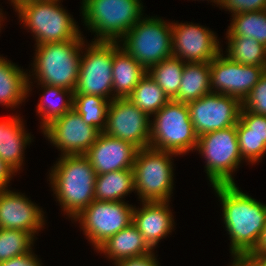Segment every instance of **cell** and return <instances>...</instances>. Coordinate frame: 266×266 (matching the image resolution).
Wrapping results in <instances>:
<instances>
[{
    "mask_svg": "<svg viewBox=\"0 0 266 266\" xmlns=\"http://www.w3.org/2000/svg\"><path fill=\"white\" fill-rule=\"evenodd\" d=\"M223 212V220L230 235L233 257L252 253L266 224V205L243 193L235 184L213 185Z\"/></svg>",
    "mask_w": 266,
    "mask_h": 266,
    "instance_id": "6da1fadb",
    "label": "cell"
},
{
    "mask_svg": "<svg viewBox=\"0 0 266 266\" xmlns=\"http://www.w3.org/2000/svg\"><path fill=\"white\" fill-rule=\"evenodd\" d=\"M139 148L130 142L101 132L96 142L85 153L97 175L132 169Z\"/></svg>",
    "mask_w": 266,
    "mask_h": 266,
    "instance_id": "e0dca14e",
    "label": "cell"
},
{
    "mask_svg": "<svg viewBox=\"0 0 266 266\" xmlns=\"http://www.w3.org/2000/svg\"><path fill=\"white\" fill-rule=\"evenodd\" d=\"M189 116L199 136L237 125L242 102L232 96L209 93L187 104Z\"/></svg>",
    "mask_w": 266,
    "mask_h": 266,
    "instance_id": "7c38bea8",
    "label": "cell"
},
{
    "mask_svg": "<svg viewBox=\"0 0 266 266\" xmlns=\"http://www.w3.org/2000/svg\"><path fill=\"white\" fill-rule=\"evenodd\" d=\"M209 93H212L209 62H186L179 92L173 100L188 104Z\"/></svg>",
    "mask_w": 266,
    "mask_h": 266,
    "instance_id": "d4e9b609",
    "label": "cell"
},
{
    "mask_svg": "<svg viewBox=\"0 0 266 266\" xmlns=\"http://www.w3.org/2000/svg\"><path fill=\"white\" fill-rule=\"evenodd\" d=\"M220 7L231 11L232 15L244 12L266 10V0H222Z\"/></svg>",
    "mask_w": 266,
    "mask_h": 266,
    "instance_id": "e575fe53",
    "label": "cell"
},
{
    "mask_svg": "<svg viewBox=\"0 0 266 266\" xmlns=\"http://www.w3.org/2000/svg\"><path fill=\"white\" fill-rule=\"evenodd\" d=\"M231 266H253L245 257H234Z\"/></svg>",
    "mask_w": 266,
    "mask_h": 266,
    "instance_id": "60d3db41",
    "label": "cell"
},
{
    "mask_svg": "<svg viewBox=\"0 0 266 266\" xmlns=\"http://www.w3.org/2000/svg\"><path fill=\"white\" fill-rule=\"evenodd\" d=\"M33 241L26 231L0 228V262L31 252Z\"/></svg>",
    "mask_w": 266,
    "mask_h": 266,
    "instance_id": "d6a6232c",
    "label": "cell"
},
{
    "mask_svg": "<svg viewBox=\"0 0 266 266\" xmlns=\"http://www.w3.org/2000/svg\"><path fill=\"white\" fill-rule=\"evenodd\" d=\"M0 57V103L6 107H16L27 98L31 85L26 72Z\"/></svg>",
    "mask_w": 266,
    "mask_h": 266,
    "instance_id": "cb8c5ba5",
    "label": "cell"
},
{
    "mask_svg": "<svg viewBox=\"0 0 266 266\" xmlns=\"http://www.w3.org/2000/svg\"><path fill=\"white\" fill-rule=\"evenodd\" d=\"M236 132L243 160L253 164L262 159L266 154V116L242 108Z\"/></svg>",
    "mask_w": 266,
    "mask_h": 266,
    "instance_id": "ffe728a7",
    "label": "cell"
},
{
    "mask_svg": "<svg viewBox=\"0 0 266 266\" xmlns=\"http://www.w3.org/2000/svg\"><path fill=\"white\" fill-rule=\"evenodd\" d=\"M134 207L125 201L93 200L74 220L78 221L97 250L105 241L129 226Z\"/></svg>",
    "mask_w": 266,
    "mask_h": 266,
    "instance_id": "8fae6325",
    "label": "cell"
},
{
    "mask_svg": "<svg viewBox=\"0 0 266 266\" xmlns=\"http://www.w3.org/2000/svg\"><path fill=\"white\" fill-rule=\"evenodd\" d=\"M57 201L76 218L93 200L96 171L84 155L61 156L49 173Z\"/></svg>",
    "mask_w": 266,
    "mask_h": 266,
    "instance_id": "7a4b0ae2",
    "label": "cell"
},
{
    "mask_svg": "<svg viewBox=\"0 0 266 266\" xmlns=\"http://www.w3.org/2000/svg\"><path fill=\"white\" fill-rule=\"evenodd\" d=\"M127 98L149 117L170 101L165 92L148 74L140 80Z\"/></svg>",
    "mask_w": 266,
    "mask_h": 266,
    "instance_id": "f1b7e54d",
    "label": "cell"
},
{
    "mask_svg": "<svg viewBox=\"0 0 266 266\" xmlns=\"http://www.w3.org/2000/svg\"><path fill=\"white\" fill-rule=\"evenodd\" d=\"M43 133L61 150V156L85 155L100 134L95 127L86 124L73 109L54 119L43 129Z\"/></svg>",
    "mask_w": 266,
    "mask_h": 266,
    "instance_id": "9a60e30c",
    "label": "cell"
},
{
    "mask_svg": "<svg viewBox=\"0 0 266 266\" xmlns=\"http://www.w3.org/2000/svg\"><path fill=\"white\" fill-rule=\"evenodd\" d=\"M110 101L98 95L74 94L73 110L81 115L86 124L95 127L101 133L106 127Z\"/></svg>",
    "mask_w": 266,
    "mask_h": 266,
    "instance_id": "4dcf8cb0",
    "label": "cell"
},
{
    "mask_svg": "<svg viewBox=\"0 0 266 266\" xmlns=\"http://www.w3.org/2000/svg\"><path fill=\"white\" fill-rule=\"evenodd\" d=\"M252 254H266V224L263 228V232L258 242V245L256 249L252 252Z\"/></svg>",
    "mask_w": 266,
    "mask_h": 266,
    "instance_id": "ab89813d",
    "label": "cell"
},
{
    "mask_svg": "<svg viewBox=\"0 0 266 266\" xmlns=\"http://www.w3.org/2000/svg\"><path fill=\"white\" fill-rule=\"evenodd\" d=\"M41 87L44 88V94L37 106V113L41 116V128L43 130L54 119L73 109L74 91L45 84H41ZM65 96H67V101L64 99ZM57 99H61L60 102Z\"/></svg>",
    "mask_w": 266,
    "mask_h": 266,
    "instance_id": "4316f807",
    "label": "cell"
},
{
    "mask_svg": "<svg viewBox=\"0 0 266 266\" xmlns=\"http://www.w3.org/2000/svg\"><path fill=\"white\" fill-rule=\"evenodd\" d=\"M253 266H266V254L249 253L244 256Z\"/></svg>",
    "mask_w": 266,
    "mask_h": 266,
    "instance_id": "f35d334b",
    "label": "cell"
},
{
    "mask_svg": "<svg viewBox=\"0 0 266 266\" xmlns=\"http://www.w3.org/2000/svg\"><path fill=\"white\" fill-rule=\"evenodd\" d=\"M42 213L23 194L9 189L0 190V228L26 231L34 237L45 223Z\"/></svg>",
    "mask_w": 266,
    "mask_h": 266,
    "instance_id": "ac0fdd59",
    "label": "cell"
},
{
    "mask_svg": "<svg viewBox=\"0 0 266 266\" xmlns=\"http://www.w3.org/2000/svg\"><path fill=\"white\" fill-rule=\"evenodd\" d=\"M242 108L251 113L266 116V70L242 102Z\"/></svg>",
    "mask_w": 266,
    "mask_h": 266,
    "instance_id": "836d02e7",
    "label": "cell"
},
{
    "mask_svg": "<svg viewBox=\"0 0 266 266\" xmlns=\"http://www.w3.org/2000/svg\"><path fill=\"white\" fill-rule=\"evenodd\" d=\"M15 11L35 35L36 45L64 42L81 34L74 18L58 1L32 0L21 4Z\"/></svg>",
    "mask_w": 266,
    "mask_h": 266,
    "instance_id": "8992f818",
    "label": "cell"
},
{
    "mask_svg": "<svg viewBox=\"0 0 266 266\" xmlns=\"http://www.w3.org/2000/svg\"><path fill=\"white\" fill-rule=\"evenodd\" d=\"M196 150L206 158V173L212 186L235 184L232 173L243 160L236 125L199 136Z\"/></svg>",
    "mask_w": 266,
    "mask_h": 266,
    "instance_id": "9c48e42d",
    "label": "cell"
},
{
    "mask_svg": "<svg viewBox=\"0 0 266 266\" xmlns=\"http://www.w3.org/2000/svg\"><path fill=\"white\" fill-rule=\"evenodd\" d=\"M209 67L212 93L229 95L241 102L245 100L265 71L260 66L233 62L227 56L224 57L221 52L209 62Z\"/></svg>",
    "mask_w": 266,
    "mask_h": 266,
    "instance_id": "5bb4252c",
    "label": "cell"
},
{
    "mask_svg": "<svg viewBox=\"0 0 266 266\" xmlns=\"http://www.w3.org/2000/svg\"><path fill=\"white\" fill-rule=\"evenodd\" d=\"M153 252L114 262L116 266H158Z\"/></svg>",
    "mask_w": 266,
    "mask_h": 266,
    "instance_id": "d590c367",
    "label": "cell"
},
{
    "mask_svg": "<svg viewBox=\"0 0 266 266\" xmlns=\"http://www.w3.org/2000/svg\"><path fill=\"white\" fill-rule=\"evenodd\" d=\"M11 3L13 4L14 8H18L21 4L28 2V1H32V0H10Z\"/></svg>",
    "mask_w": 266,
    "mask_h": 266,
    "instance_id": "b9f144b4",
    "label": "cell"
},
{
    "mask_svg": "<svg viewBox=\"0 0 266 266\" xmlns=\"http://www.w3.org/2000/svg\"><path fill=\"white\" fill-rule=\"evenodd\" d=\"M84 41L80 34L76 39L64 42L36 45L33 63L34 75L39 84L62 87L75 91Z\"/></svg>",
    "mask_w": 266,
    "mask_h": 266,
    "instance_id": "3957f363",
    "label": "cell"
},
{
    "mask_svg": "<svg viewBox=\"0 0 266 266\" xmlns=\"http://www.w3.org/2000/svg\"><path fill=\"white\" fill-rule=\"evenodd\" d=\"M119 45V46H118ZM80 58L78 82L74 94L98 95L112 100V66L119 41H92ZM111 94V95H110ZM110 98V99H108Z\"/></svg>",
    "mask_w": 266,
    "mask_h": 266,
    "instance_id": "30bf717a",
    "label": "cell"
},
{
    "mask_svg": "<svg viewBox=\"0 0 266 266\" xmlns=\"http://www.w3.org/2000/svg\"><path fill=\"white\" fill-rule=\"evenodd\" d=\"M0 266H41L38 258L35 257L34 253L31 252L25 253L23 255L13 257L9 260L0 262Z\"/></svg>",
    "mask_w": 266,
    "mask_h": 266,
    "instance_id": "8d00e7d4",
    "label": "cell"
},
{
    "mask_svg": "<svg viewBox=\"0 0 266 266\" xmlns=\"http://www.w3.org/2000/svg\"><path fill=\"white\" fill-rule=\"evenodd\" d=\"M185 63L181 59L172 56L155 64L147 71V74L170 100H173L179 92Z\"/></svg>",
    "mask_w": 266,
    "mask_h": 266,
    "instance_id": "f546056e",
    "label": "cell"
},
{
    "mask_svg": "<svg viewBox=\"0 0 266 266\" xmlns=\"http://www.w3.org/2000/svg\"><path fill=\"white\" fill-rule=\"evenodd\" d=\"M150 122V117L128 98H115L109 103L103 133L144 149L149 147Z\"/></svg>",
    "mask_w": 266,
    "mask_h": 266,
    "instance_id": "4fadbf2b",
    "label": "cell"
},
{
    "mask_svg": "<svg viewBox=\"0 0 266 266\" xmlns=\"http://www.w3.org/2000/svg\"><path fill=\"white\" fill-rule=\"evenodd\" d=\"M147 70L121 47L113 57V92L111 99L127 98ZM116 92V93H115Z\"/></svg>",
    "mask_w": 266,
    "mask_h": 266,
    "instance_id": "603a6c76",
    "label": "cell"
},
{
    "mask_svg": "<svg viewBox=\"0 0 266 266\" xmlns=\"http://www.w3.org/2000/svg\"><path fill=\"white\" fill-rule=\"evenodd\" d=\"M172 155L178 154L150 147L139 149L132 169L141 202L169 201L173 189Z\"/></svg>",
    "mask_w": 266,
    "mask_h": 266,
    "instance_id": "ba28073f",
    "label": "cell"
},
{
    "mask_svg": "<svg viewBox=\"0 0 266 266\" xmlns=\"http://www.w3.org/2000/svg\"><path fill=\"white\" fill-rule=\"evenodd\" d=\"M14 173L16 171L0 158V190L8 189L7 185Z\"/></svg>",
    "mask_w": 266,
    "mask_h": 266,
    "instance_id": "74e56055",
    "label": "cell"
},
{
    "mask_svg": "<svg viewBox=\"0 0 266 266\" xmlns=\"http://www.w3.org/2000/svg\"><path fill=\"white\" fill-rule=\"evenodd\" d=\"M97 250L115 262L153 251L133 223L110 237Z\"/></svg>",
    "mask_w": 266,
    "mask_h": 266,
    "instance_id": "7402d4cb",
    "label": "cell"
},
{
    "mask_svg": "<svg viewBox=\"0 0 266 266\" xmlns=\"http://www.w3.org/2000/svg\"><path fill=\"white\" fill-rule=\"evenodd\" d=\"M232 17L227 36L254 38L266 46V10L234 14Z\"/></svg>",
    "mask_w": 266,
    "mask_h": 266,
    "instance_id": "1f68e13d",
    "label": "cell"
},
{
    "mask_svg": "<svg viewBox=\"0 0 266 266\" xmlns=\"http://www.w3.org/2000/svg\"><path fill=\"white\" fill-rule=\"evenodd\" d=\"M228 39L227 57L233 62L248 66H260L266 70V46L254 38L226 36Z\"/></svg>",
    "mask_w": 266,
    "mask_h": 266,
    "instance_id": "83f0119b",
    "label": "cell"
},
{
    "mask_svg": "<svg viewBox=\"0 0 266 266\" xmlns=\"http://www.w3.org/2000/svg\"><path fill=\"white\" fill-rule=\"evenodd\" d=\"M139 210L134 207L132 223L137 227L146 243L153 249L173 229V215L169 201L142 202Z\"/></svg>",
    "mask_w": 266,
    "mask_h": 266,
    "instance_id": "d6986e66",
    "label": "cell"
},
{
    "mask_svg": "<svg viewBox=\"0 0 266 266\" xmlns=\"http://www.w3.org/2000/svg\"><path fill=\"white\" fill-rule=\"evenodd\" d=\"M154 117L150 124V148L179 155L196 150L198 135L186 103L170 100Z\"/></svg>",
    "mask_w": 266,
    "mask_h": 266,
    "instance_id": "5b68a950",
    "label": "cell"
},
{
    "mask_svg": "<svg viewBox=\"0 0 266 266\" xmlns=\"http://www.w3.org/2000/svg\"><path fill=\"white\" fill-rule=\"evenodd\" d=\"M122 49L147 71L172 54V23L161 18L142 17L123 37Z\"/></svg>",
    "mask_w": 266,
    "mask_h": 266,
    "instance_id": "52a82bcc",
    "label": "cell"
},
{
    "mask_svg": "<svg viewBox=\"0 0 266 266\" xmlns=\"http://www.w3.org/2000/svg\"><path fill=\"white\" fill-rule=\"evenodd\" d=\"M3 13H2V10L0 9V22L2 21V19H3V15H2ZM2 15V16H1ZM1 17H2V19H1ZM0 28H1V24H0ZM1 30V29H0Z\"/></svg>",
    "mask_w": 266,
    "mask_h": 266,
    "instance_id": "ee69618b",
    "label": "cell"
},
{
    "mask_svg": "<svg viewBox=\"0 0 266 266\" xmlns=\"http://www.w3.org/2000/svg\"><path fill=\"white\" fill-rule=\"evenodd\" d=\"M221 51L217 37L208 28L172 22L173 57L184 62H210Z\"/></svg>",
    "mask_w": 266,
    "mask_h": 266,
    "instance_id": "2e32d148",
    "label": "cell"
},
{
    "mask_svg": "<svg viewBox=\"0 0 266 266\" xmlns=\"http://www.w3.org/2000/svg\"><path fill=\"white\" fill-rule=\"evenodd\" d=\"M23 125L19 116L0 120V158L16 172L24 161L23 151L32 140Z\"/></svg>",
    "mask_w": 266,
    "mask_h": 266,
    "instance_id": "44dd1931",
    "label": "cell"
},
{
    "mask_svg": "<svg viewBox=\"0 0 266 266\" xmlns=\"http://www.w3.org/2000/svg\"><path fill=\"white\" fill-rule=\"evenodd\" d=\"M141 0H82V15L95 41H117L142 18ZM142 15V16H141Z\"/></svg>",
    "mask_w": 266,
    "mask_h": 266,
    "instance_id": "277c9868",
    "label": "cell"
},
{
    "mask_svg": "<svg viewBox=\"0 0 266 266\" xmlns=\"http://www.w3.org/2000/svg\"><path fill=\"white\" fill-rule=\"evenodd\" d=\"M221 1H222V0H212L211 2H214L215 4L220 5Z\"/></svg>",
    "mask_w": 266,
    "mask_h": 266,
    "instance_id": "7bdbcfd3",
    "label": "cell"
},
{
    "mask_svg": "<svg viewBox=\"0 0 266 266\" xmlns=\"http://www.w3.org/2000/svg\"><path fill=\"white\" fill-rule=\"evenodd\" d=\"M132 191H135L133 169L117 170L96 176L95 200L124 201L122 198Z\"/></svg>",
    "mask_w": 266,
    "mask_h": 266,
    "instance_id": "484cf974",
    "label": "cell"
}]
</instances>
